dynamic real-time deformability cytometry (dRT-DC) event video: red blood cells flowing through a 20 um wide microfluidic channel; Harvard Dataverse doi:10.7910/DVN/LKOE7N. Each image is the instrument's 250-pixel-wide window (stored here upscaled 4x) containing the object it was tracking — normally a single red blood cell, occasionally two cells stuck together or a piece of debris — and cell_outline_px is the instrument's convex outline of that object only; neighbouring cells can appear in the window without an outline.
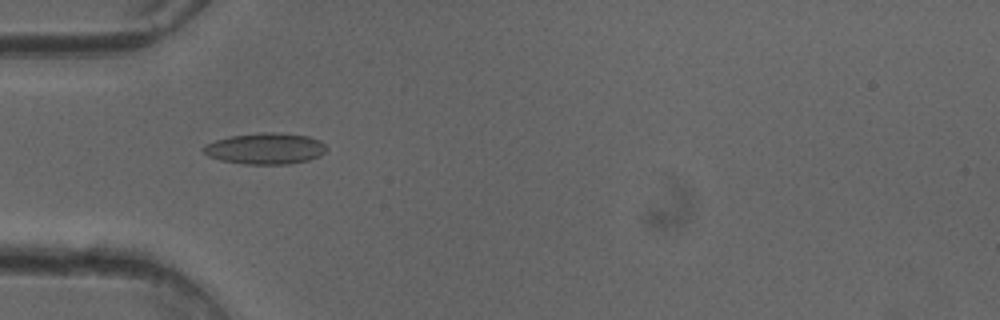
{"species": "common noctule bat (a hibernating species)", "species_latin": "Nyctalus noctula", "temperature_condition": "cold", "stored_images_in_passage": 35, "camera_frame_rate_fps": 3000, "um_per_image_px": 0.085, "animal": {"sex": "female"}, "frame": {"image": 1, "passage_image": 3, "time_ms": 0.667, "image_size_px": [1000, 320], "cell_outline_px": [[328, 148], [320, 156], [308, 160], [288, 164], [244, 164], [220, 160], [208, 156], [200, 148], [204, 144], [228, 136], [256, 132], [280, 132], [308, 136], [320, 140]], "centroid_in_image_um": [22.53, 12.61], "position_along_channel_um": 62.5, "area_um2": 22.72}}
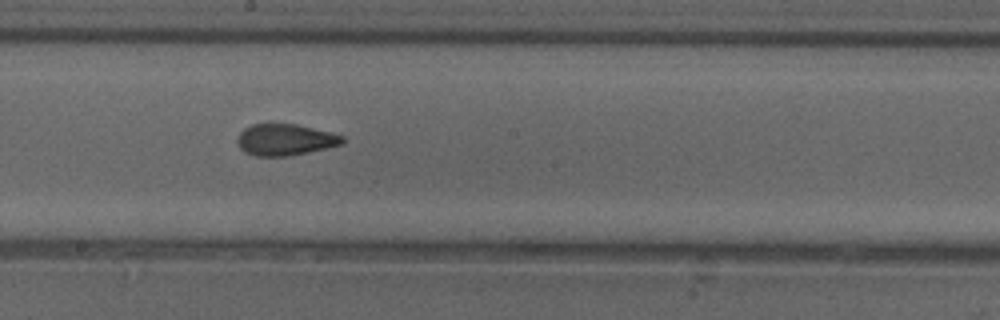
{"frame": {"image": 2, "passage_image": 15, "time_ms": 4.667, "image_size_px": [1000, 320], "cell_outline_px": [[348, 140], [344, 144], [308, 152], [288, 156], [256, 156], [244, 152], [240, 148], [236, 140], [240, 132], [244, 128], [252, 124], [296, 124], [332, 132], [344, 136]], "centroid_in_image_um": [24.27, 11.87], "position_along_channel_um": 223.9, "area_um2": 19.48}}
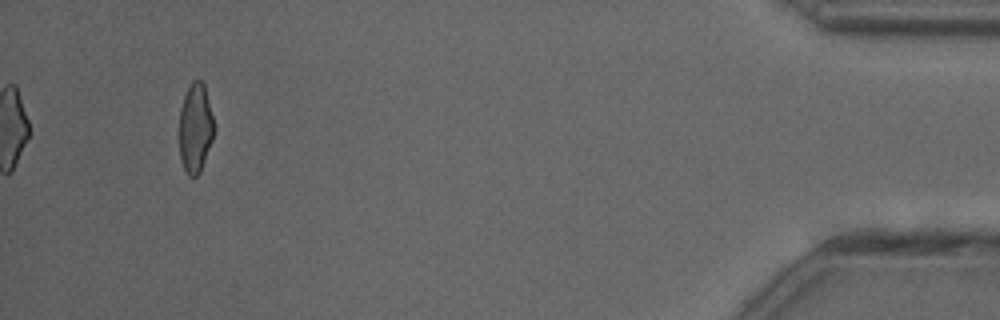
{"frame": {"image": 3, "passage_image": 35, "time_ms": 11.333, "image_size_px": [1000, 320], "cell_outline_px": [[216, 128], [212, 140], [200, 172], [196, 176], [188, 176], [180, 160], [180, 108], [184, 96], [192, 80], [200, 80], [204, 84]], "centroid_in_image_um": [16.62, 10.88], "position_along_channel_um": 418.6, "area_um2": 18.09}, "authors_computed_cell_mechanics": {"area_um2": 19.4786, "velocity_mm_per_s": 4.053, "shape_relaxation_time_tau1_ms": null, "shape_relaxation_time_tau2_ms": 1.5051, "deformation_change_tau1": null, "deformation_change_tau2": 0.0909}}